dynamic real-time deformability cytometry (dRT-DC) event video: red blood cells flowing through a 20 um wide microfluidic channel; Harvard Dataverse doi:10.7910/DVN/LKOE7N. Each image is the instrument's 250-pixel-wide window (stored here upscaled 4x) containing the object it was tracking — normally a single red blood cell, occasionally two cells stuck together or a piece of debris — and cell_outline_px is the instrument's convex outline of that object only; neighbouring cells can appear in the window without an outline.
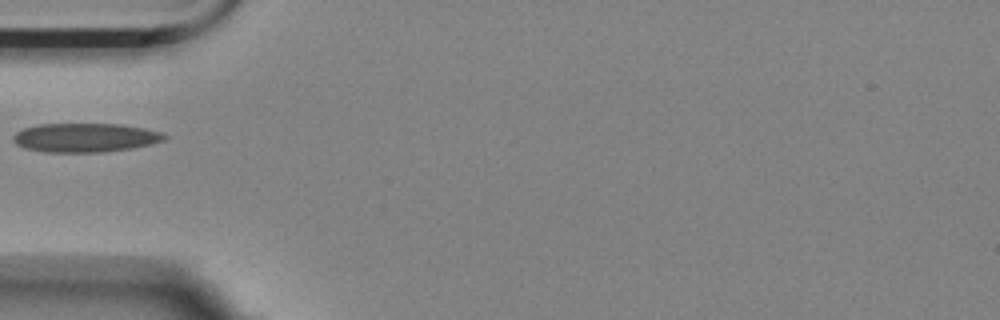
{"species": "Egyptian fruit bat (a non-hibernating species)", "species_latin": "Rousettus aegyptiacus", "temperature_condition": "room temperature", "stored_images_in_passage": 2, "camera_frame_rate_fps": 3000, "um_per_image_px": 0.085, "animal": {"sex": "female"}, "frame": {"image": 1, "passage_image": 1, "time_ms": 0.0, "image_size_px": [1000, 320], "cell_outline_px": [[168, 136], [164, 140], [152, 144], [132, 148], [100, 152], [44, 152], [24, 148], [16, 144], [12, 140], [12, 136], [16, 132], [24, 128], [40, 124], [120, 124], [144, 128], [164, 132]], "centroid_in_image_um": [7.25, 11.7], "position_along_channel_um": 77.8, "area_um2": 25.66}}
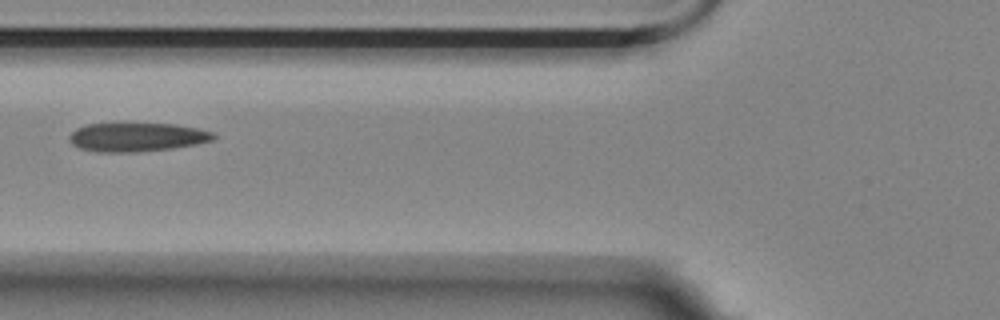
{"frame": {"image": 2, "passage_image": 2, "time_ms": 1.0, "image_size_px": [1000, 320], "cell_outline_px": [[216, 136], [212, 140], [196, 144], [172, 148], [136, 152], [100, 152], [80, 148], [72, 144], [68, 140], [68, 136], [76, 128], [88, 124], [176, 124], [196, 128], [212, 132]], "centroid_in_image_um": [11.61, 11.66], "position_along_channel_um": 114.2, "area_um2": 23.99}}